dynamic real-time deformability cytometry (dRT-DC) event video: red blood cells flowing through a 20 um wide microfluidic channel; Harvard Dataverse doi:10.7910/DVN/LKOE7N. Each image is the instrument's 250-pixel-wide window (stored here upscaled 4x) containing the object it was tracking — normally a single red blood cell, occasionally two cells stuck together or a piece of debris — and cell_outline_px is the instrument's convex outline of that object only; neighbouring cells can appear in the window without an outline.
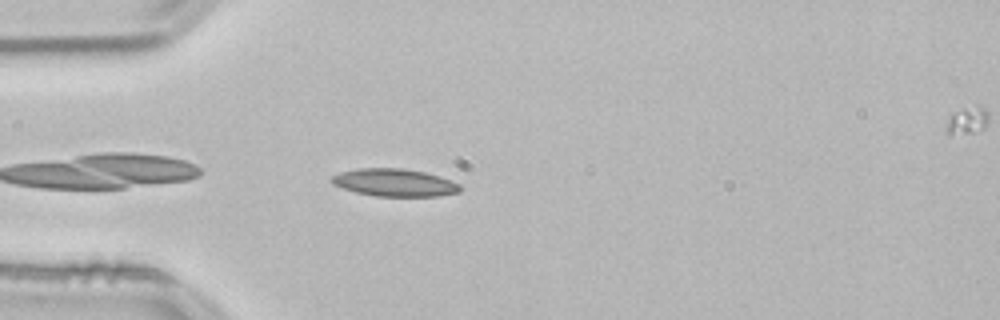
{"species": "common noctule bat (a hibernating species)", "species_latin": "Nyctalus noctula", "temperature_condition": "room temperature", "stored_images_in_passage": 36, "camera_frame_rate_fps": 3000, "um_per_image_px": 0.085, "animal": {"sex": "male", "body_mass_g": 21.5, "forearm_length_mm": 52.0}, "frame": {"image": 1, "passage_image": 2, "time_ms": 0.333, "image_size_px": [1000, 320], "cell_outline_px": [[460, 192], [440, 196], [376, 196], [356, 192], [332, 184], [328, 180], [332, 176], [340, 172], [356, 168], [400, 168], [424, 172], [452, 180], [460, 184]], "centroid_in_image_um": [33.52, 15.52], "position_along_channel_um": 51.5, "area_um2": 20.69}}
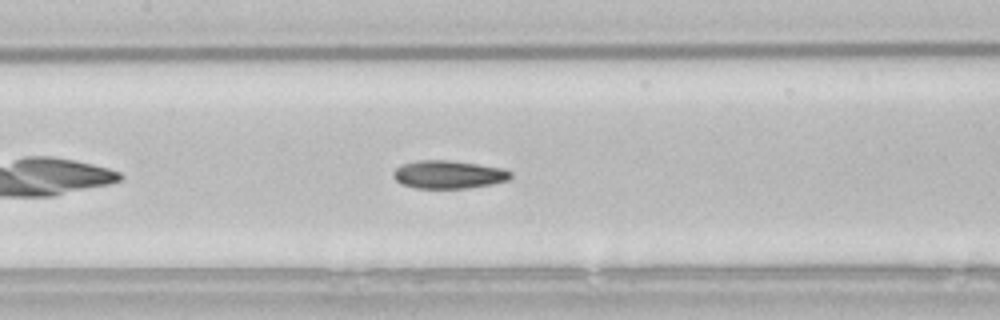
{"frame": {"image": 2, "passage_image": 12, "time_ms": 3.667, "image_size_px": [1000, 320], "cell_outline_px": [[512, 176], [508, 180], [492, 184], [468, 188], [416, 188], [400, 184], [392, 176], [392, 172], [400, 164], [416, 160], [448, 160], [504, 168], [512, 172]], "centroid_in_image_um": [38.09, 14.83], "position_along_channel_um": 169.3, "area_um2": 19.36}}
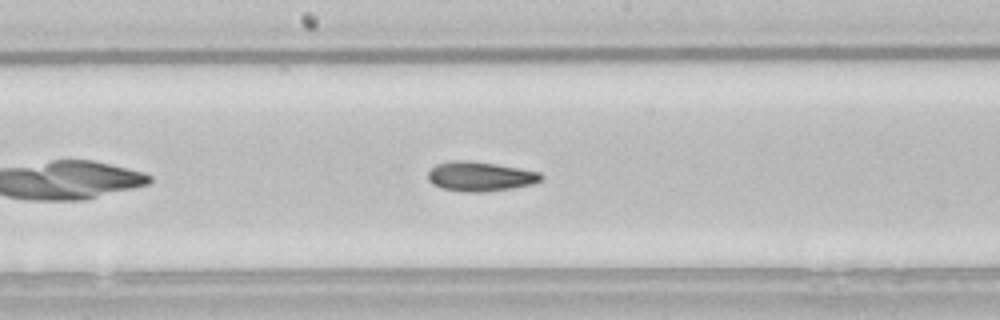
{"frame": {"image": 3, "passage_image": 15, "time_ms": 4.667, "image_size_px": [1000, 320], "cell_outline_px": [[544, 176], [540, 180], [532, 184], [512, 188], [488, 192], [464, 192], [444, 188], [432, 184], [428, 180], [428, 172], [436, 164], [452, 160], [472, 160], [520, 168], [540, 172]], "centroid_in_image_um": [40.81, 14.99], "position_along_channel_um": 207.4, "area_um2": 19.59}, "authors_computed_cell_mechanics": {"area_um2": 19.1607, "velocity_mm_per_s": 3.8172, "shape_relaxation_time_tau1_ms": 9.4633, "shape_relaxation_time_tau2_ms": 3.5441, "deformation_change_tau1": 0.1719, "deformation_change_tau2": 0.0999}}